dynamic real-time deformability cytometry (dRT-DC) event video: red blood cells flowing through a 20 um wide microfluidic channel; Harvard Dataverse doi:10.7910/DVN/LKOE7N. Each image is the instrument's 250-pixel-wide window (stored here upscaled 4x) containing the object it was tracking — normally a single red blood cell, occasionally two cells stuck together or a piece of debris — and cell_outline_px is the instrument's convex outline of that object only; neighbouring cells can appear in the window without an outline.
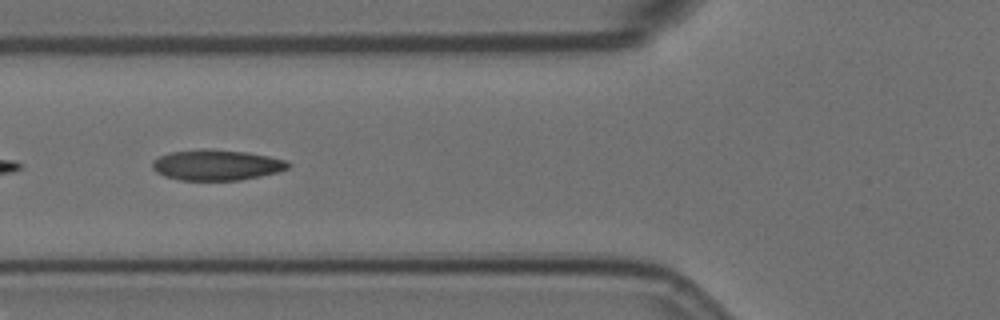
{"species": "Egyptian fruit bat (a non-hibernating species)", "species_latin": "Rousettus aegyptiacus", "temperature_condition": "room temperature", "stored_images_in_passage": 13, "camera_frame_rate_fps": 3000, "um_per_image_px": 0.085, "animal": {"sex": "female"}, "frame": {"image": 1, "passage_image": 4, "time_ms": 1.0, "image_size_px": [1000, 320], "cell_outline_px": [[292, 164], [288, 168], [276, 172], [260, 176], [240, 180], [180, 180], [164, 176], [156, 172], [152, 168], [152, 160], [168, 152], [248, 152], [288, 160]], "centroid_in_image_um": [18.44, 14.07], "position_along_channel_um": 107.4, "area_um2": 23.29}}
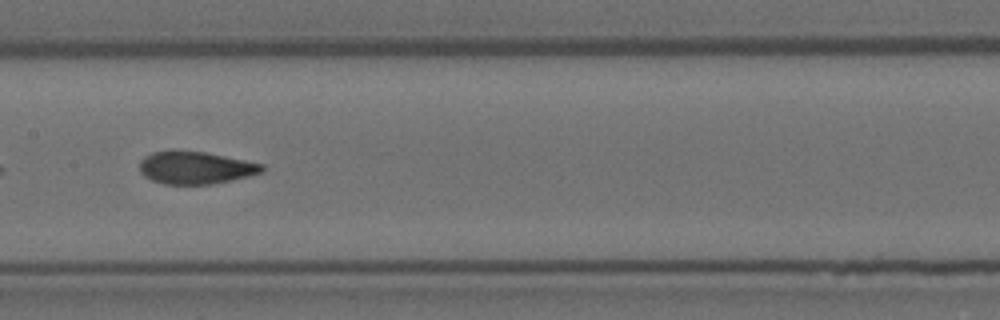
{"frame": {"image": 2, "passage_image": 6, "time_ms": 1.667, "image_size_px": [1000, 320], "cell_outline_px": [[264, 168], [260, 172], [248, 176], [212, 184], [164, 184], [152, 180], [144, 176], [140, 172], [140, 160], [144, 156], [152, 152], [172, 148], [204, 152], [264, 164]], "centroid_in_image_um": [16.54, 14.23], "position_along_channel_um": 190.9, "area_um2": 23.41}}
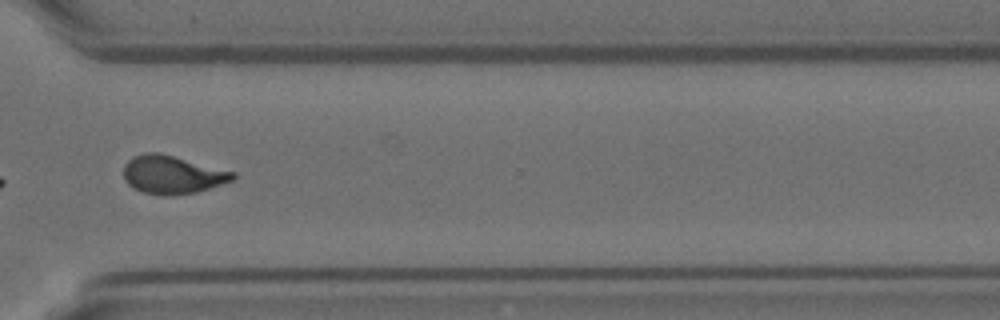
{"frame": {"image": 3, "passage_image": 10, "time_ms": 3.0, "image_size_px": [1000, 320], "cell_outline_px": [[236, 176], [232, 180], [196, 192], [164, 196], [144, 192], [132, 188], [124, 180], [124, 164], [132, 156], [148, 152], [160, 152], [236, 172]], "centroid_in_image_um": [14.62, 14.83], "position_along_channel_um": 356.0, "area_um2": 24.33}}